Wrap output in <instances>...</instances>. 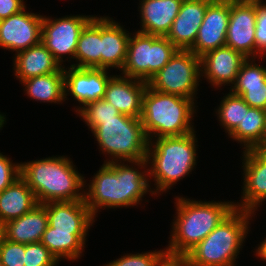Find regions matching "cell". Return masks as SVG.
I'll list each match as a JSON object with an SVG mask.
<instances>
[{"label": "cell", "mask_w": 266, "mask_h": 266, "mask_svg": "<svg viewBox=\"0 0 266 266\" xmlns=\"http://www.w3.org/2000/svg\"><path fill=\"white\" fill-rule=\"evenodd\" d=\"M20 177V163L13 161L0 152V192Z\"/></svg>", "instance_id": "d590c367"}, {"label": "cell", "mask_w": 266, "mask_h": 266, "mask_svg": "<svg viewBox=\"0 0 266 266\" xmlns=\"http://www.w3.org/2000/svg\"><path fill=\"white\" fill-rule=\"evenodd\" d=\"M126 163H104L87 186L85 180L84 201L94 218L101 208L134 207L142 203L148 192L153 196L147 159Z\"/></svg>", "instance_id": "6da1fadb"}, {"label": "cell", "mask_w": 266, "mask_h": 266, "mask_svg": "<svg viewBox=\"0 0 266 266\" xmlns=\"http://www.w3.org/2000/svg\"><path fill=\"white\" fill-rule=\"evenodd\" d=\"M82 117L90 131L97 126L102 120L115 119L120 112L109 102L104 99L91 102L83 106L77 113Z\"/></svg>", "instance_id": "4dcf8cb0"}, {"label": "cell", "mask_w": 266, "mask_h": 266, "mask_svg": "<svg viewBox=\"0 0 266 266\" xmlns=\"http://www.w3.org/2000/svg\"><path fill=\"white\" fill-rule=\"evenodd\" d=\"M40 242L51 252L59 262L62 259L75 261L82 256L85 244L72 233L52 232L48 225Z\"/></svg>", "instance_id": "f1b7e54d"}, {"label": "cell", "mask_w": 266, "mask_h": 266, "mask_svg": "<svg viewBox=\"0 0 266 266\" xmlns=\"http://www.w3.org/2000/svg\"><path fill=\"white\" fill-rule=\"evenodd\" d=\"M58 263L41 242L25 244L24 266H57Z\"/></svg>", "instance_id": "d6a6232c"}, {"label": "cell", "mask_w": 266, "mask_h": 266, "mask_svg": "<svg viewBox=\"0 0 266 266\" xmlns=\"http://www.w3.org/2000/svg\"><path fill=\"white\" fill-rule=\"evenodd\" d=\"M256 59H263L266 56V0H256Z\"/></svg>", "instance_id": "e575fe53"}, {"label": "cell", "mask_w": 266, "mask_h": 266, "mask_svg": "<svg viewBox=\"0 0 266 266\" xmlns=\"http://www.w3.org/2000/svg\"><path fill=\"white\" fill-rule=\"evenodd\" d=\"M20 83L24 85L23 90L31 100L57 104L65 101L64 72L32 77Z\"/></svg>", "instance_id": "83f0119b"}, {"label": "cell", "mask_w": 266, "mask_h": 266, "mask_svg": "<svg viewBox=\"0 0 266 266\" xmlns=\"http://www.w3.org/2000/svg\"><path fill=\"white\" fill-rule=\"evenodd\" d=\"M253 151L266 163V145H257Z\"/></svg>", "instance_id": "ab89813d"}, {"label": "cell", "mask_w": 266, "mask_h": 266, "mask_svg": "<svg viewBox=\"0 0 266 266\" xmlns=\"http://www.w3.org/2000/svg\"><path fill=\"white\" fill-rule=\"evenodd\" d=\"M258 258L260 257L262 261L266 262V237L265 239L257 246L256 250L254 251Z\"/></svg>", "instance_id": "f35d334b"}, {"label": "cell", "mask_w": 266, "mask_h": 266, "mask_svg": "<svg viewBox=\"0 0 266 266\" xmlns=\"http://www.w3.org/2000/svg\"><path fill=\"white\" fill-rule=\"evenodd\" d=\"M25 8L24 0H0V20L17 14Z\"/></svg>", "instance_id": "8d00e7d4"}, {"label": "cell", "mask_w": 266, "mask_h": 266, "mask_svg": "<svg viewBox=\"0 0 266 266\" xmlns=\"http://www.w3.org/2000/svg\"><path fill=\"white\" fill-rule=\"evenodd\" d=\"M176 217L166 252L186 255L199 244L234 209V201H196L182 196L175 198Z\"/></svg>", "instance_id": "3957f363"}, {"label": "cell", "mask_w": 266, "mask_h": 266, "mask_svg": "<svg viewBox=\"0 0 266 266\" xmlns=\"http://www.w3.org/2000/svg\"><path fill=\"white\" fill-rule=\"evenodd\" d=\"M256 61V58H247L229 90L250 107L266 111V67Z\"/></svg>", "instance_id": "ffe728a7"}, {"label": "cell", "mask_w": 266, "mask_h": 266, "mask_svg": "<svg viewBox=\"0 0 266 266\" xmlns=\"http://www.w3.org/2000/svg\"><path fill=\"white\" fill-rule=\"evenodd\" d=\"M3 239H4V226L3 224L0 223V246Z\"/></svg>", "instance_id": "b9f144b4"}, {"label": "cell", "mask_w": 266, "mask_h": 266, "mask_svg": "<svg viewBox=\"0 0 266 266\" xmlns=\"http://www.w3.org/2000/svg\"><path fill=\"white\" fill-rule=\"evenodd\" d=\"M250 211L235 208L185 256L189 266H235L249 232Z\"/></svg>", "instance_id": "8992f818"}, {"label": "cell", "mask_w": 266, "mask_h": 266, "mask_svg": "<svg viewBox=\"0 0 266 266\" xmlns=\"http://www.w3.org/2000/svg\"><path fill=\"white\" fill-rule=\"evenodd\" d=\"M33 191L20 176L0 192V223L17 219L37 205Z\"/></svg>", "instance_id": "d4e9b609"}, {"label": "cell", "mask_w": 266, "mask_h": 266, "mask_svg": "<svg viewBox=\"0 0 266 266\" xmlns=\"http://www.w3.org/2000/svg\"><path fill=\"white\" fill-rule=\"evenodd\" d=\"M259 145H266V127H265V132H264L261 144H259Z\"/></svg>", "instance_id": "7bdbcfd3"}, {"label": "cell", "mask_w": 266, "mask_h": 266, "mask_svg": "<svg viewBox=\"0 0 266 266\" xmlns=\"http://www.w3.org/2000/svg\"><path fill=\"white\" fill-rule=\"evenodd\" d=\"M25 244L3 239L0 246V266H24Z\"/></svg>", "instance_id": "836d02e7"}, {"label": "cell", "mask_w": 266, "mask_h": 266, "mask_svg": "<svg viewBox=\"0 0 266 266\" xmlns=\"http://www.w3.org/2000/svg\"><path fill=\"white\" fill-rule=\"evenodd\" d=\"M230 17V0H212L204 15L193 47L196 56L225 46Z\"/></svg>", "instance_id": "9a60e30c"}, {"label": "cell", "mask_w": 266, "mask_h": 266, "mask_svg": "<svg viewBox=\"0 0 266 266\" xmlns=\"http://www.w3.org/2000/svg\"><path fill=\"white\" fill-rule=\"evenodd\" d=\"M160 137L149 140L147 161L149 179L155 182L153 195L166 193L195 168L197 152L196 134Z\"/></svg>", "instance_id": "277c9868"}, {"label": "cell", "mask_w": 266, "mask_h": 266, "mask_svg": "<svg viewBox=\"0 0 266 266\" xmlns=\"http://www.w3.org/2000/svg\"><path fill=\"white\" fill-rule=\"evenodd\" d=\"M212 0H183L167 38L178 50H190Z\"/></svg>", "instance_id": "ac0fdd59"}, {"label": "cell", "mask_w": 266, "mask_h": 266, "mask_svg": "<svg viewBox=\"0 0 266 266\" xmlns=\"http://www.w3.org/2000/svg\"><path fill=\"white\" fill-rule=\"evenodd\" d=\"M200 59L202 79L204 76L217 89L226 84L233 85L242 64L247 60L242 53L228 46L208 51Z\"/></svg>", "instance_id": "2e32d148"}, {"label": "cell", "mask_w": 266, "mask_h": 266, "mask_svg": "<svg viewBox=\"0 0 266 266\" xmlns=\"http://www.w3.org/2000/svg\"><path fill=\"white\" fill-rule=\"evenodd\" d=\"M148 82L114 75L108 82L103 99L120 113L141 118L143 95Z\"/></svg>", "instance_id": "d6986e66"}, {"label": "cell", "mask_w": 266, "mask_h": 266, "mask_svg": "<svg viewBox=\"0 0 266 266\" xmlns=\"http://www.w3.org/2000/svg\"><path fill=\"white\" fill-rule=\"evenodd\" d=\"M156 266H189V263L184 255H174L166 252L159 259Z\"/></svg>", "instance_id": "74e56055"}, {"label": "cell", "mask_w": 266, "mask_h": 266, "mask_svg": "<svg viewBox=\"0 0 266 266\" xmlns=\"http://www.w3.org/2000/svg\"><path fill=\"white\" fill-rule=\"evenodd\" d=\"M52 232L75 234L85 245L95 218L84 200L44 203Z\"/></svg>", "instance_id": "5bb4252c"}, {"label": "cell", "mask_w": 266, "mask_h": 266, "mask_svg": "<svg viewBox=\"0 0 266 266\" xmlns=\"http://www.w3.org/2000/svg\"><path fill=\"white\" fill-rule=\"evenodd\" d=\"M93 17L77 14L52 19L43 16L41 42L61 66H64L62 64L65 55H69L66 59H74L81 31Z\"/></svg>", "instance_id": "30bf717a"}, {"label": "cell", "mask_w": 266, "mask_h": 266, "mask_svg": "<svg viewBox=\"0 0 266 266\" xmlns=\"http://www.w3.org/2000/svg\"><path fill=\"white\" fill-rule=\"evenodd\" d=\"M5 123H6V115L0 112V130L2 129Z\"/></svg>", "instance_id": "60d3db41"}, {"label": "cell", "mask_w": 266, "mask_h": 266, "mask_svg": "<svg viewBox=\"0 0 266 266\" xmlns=\"http://www.w3.org/2000/svg\"><path fill=\"white\" fill-rule=\"evenodd\" d=\"M91 133L102 153L109 155L104 163L147 159L149 140L141 118L120 113L115 119L102 120Z\"/></svg>", "instance_id": "52a82bcc"}, {"label": "cell", "mask_w": 266, "mask_h": 266, "mask_svg": "<svg viewBox=\"0 0 266 266\" xmlns=\"http://www.w3.org/2000/svg\"><path fill=\"white\" fill-rule=\"evenodd\" d=\"M4 238L21 244L40 242L48 227V215L44 204H37L23 216L4 225Z\"/></svg>", "instance_id": "cb8c5ba5"}, {"label": "cell", "mask_w": 266, "mask_h": 266, "mask_svg": "<svg viewBox=\"0 0 266 266\" xmlns=\"http://www.w3.org/2000/svg\"><path fill=\"white\" fill-rule=\"evenodd\" d=\"M220 125L225 129V133L229 136L240 123L244 117V100L231 92L223 96L219 106L215 109Z\"/></svg>", "instance_id": "f546056e"}, {"label": "cell", "mask_w": 266, "mask_h": 266, "mask_svg": "<svg viewBox=\"0 0 266 266\" xmlns=\"http://www.w3.org/2000/svg\"><path fill=\"white\" fill-rule=\"evenodd\" d=\"M166 253V249H160L142 253H127L120 258L103 266H156L159 259Z\"/></svg>", "instance_id": "1f68e13d"}, {"label": "cell", "mask_w": 266, "mask_h": 266, "mask_svg": "<svg viewBox=\"0 0 266 266\" xmlns=\"http://www.w3.org/2000/svg\"><path fill=\"white\" fill-rule=\"evenodd\" d=\"M75 166L67 156H49L20 162V176L39 204L84 200L85 177Z\"/></svg>", "instance_id": "7a4b0ae2"}, {"label": "cell", "mask_w": 266, "mask_h": 266, "mask_svg": "<svg viewBox=\"0 0 266 266\" xmlns=\"http://www.w3.org/2000/svg\"><path fill=\"white\" fill-rule=\"evenodd\" d=\"M256 0H230L226 43L246 58H256Z\"/></svg>", "instance_id": "8fae6325"}, {"label": "cell", "mask_w": 266, "mask_h": 266, "mask_svg": "<svg viewBox=\"0 0 266 266\" xmlns=\"http://www.w3.org/2000/svg\"><path fill=\"white\" fill-rule=\"evenodd\" d=\"M99 17L95 15L81 31L74 57L76 64L70 66L101 69V16Z\"/></svg>", "instance_id": "484cf974"}, {"label": "cell", "mask_w": 266, "mask_h": 266, "mask_svg": "<svg viewBox=\"0 0 266 266\" xmlns=\"http://www.w3.org/2000/svg\"><path fill=\"white\" fill-rule=\"evenodd\" d=\"M109 16H101V69L117 68L120 72L127 57L131 33Z\"/></svg>", "instance_id": "44dd1931"}, {"label": "cell", "mask_w": 266, "mask_h": 266, "mask_svg": "<svg viewBox=\"0 0 266 266\" xmlns=\"http://www.w3.org/2000/svg\"><path fill=\"white\" fill-rule=\"evenodd\" d=\"M195 103L193 99L161 93L147 86L143 95L141 122L148 140L194 132L192 120L197 111Z\"/></svg>", "instance_id": "5b68a950"}, {"label": "cell", "mask_w": 266, "mask_h": 266, "mask_svg": "<svg viewBox=\"0 0 266 266\" xmlns=\"http://www.w3.org/2000/svg\"><path fill=\"white\" fill-rule=\"evenodd\" d=\"M201 78V59L190 50H178L148 81V86L165 94H176L196 102Z\"/></svg>", "instance_id": "9c48e42d"}, {"label": "cell", "mask_w": 266, "mask_h": 266, "mask_svg": "<svg viewBox=\"0 0 266 266\" xmlns=\"http://www.w3.org/2000/svg\"><path fill=\"white\" fill-rule=\"evenodd\" d=\"M138 6L140 11V28L138 32L167 36L174 19L177 17L183 0H141Z\"/></svg>", "instance_id": "7402d4cb"}, {"label": "cell", "mask_w": 266, "mask_h": 266, "mask_svg": "<svg viewBox=\"0 0 266 266\" xmlns=\"http://www.w3.org/2000/svg\"><path fill=\"white\" fill-rule=\"evenodd\" d=\"M266 127V111L250 107L244 101V117L242 123L229 135L237 141L243 151L253 150L261 144ZM244 145V146H243Z\"/></svg>", "instance_id": "4316f807"}, {"label": "cell", "mask_w": 266, "mask_h": 266, "mask_svg": "<svg viewBox=\"0 0 266 266\" xmlns=\"http://www.w3.org/2000/svg\"><path fill=\"white\" fill-rule=\"evenodd\" d=\"M63 71L65 99L70 94L76 102H79L80 106L74 108L76 113L86 104L103 99L107 84L114 76L108 74V70L100 68L70 66L67 70L63 66Z\"/></svg>", "instance_id": "7c38bea8"}, {"label": "cell", "mask_w": 266, "mask_h": 266, "mask_svg": "<svg viewBox=\"0 0 266 266\" xmlns=\"http://www.w3.org/2000/svg\"><path fill=\"white\" fill-rule=\"evenodd\" d=\"M43 15L27 12L26 8L0 20V47L20 52L41 42Z\"/></svg>", "instance_id": "4fadbf2b"}, {"label": "cell", "mask_w": 266, "mask_h": 266, "mask_svg": "<svg viewBox=\"0 0 266 266\" xmlns=\"http://www.w3.org/2000/svg\"><path fill=\"white\" fill-rule=\"evenodd\" d=\"M132 35V36H131ZM122 76L148 82L175 55L178 49L166 36L131 33Z\"/></svg>", "instance_id": "ba28073f"}, {"label": "cell", "mask_w": 266, "mask_h": 266, "mask_svg": "<svg viewBox=\"0 0 266 266\" xmlns=\"http://www.w3.org/2000/svg\"><path fill=\"white\" fill-rule=\"evenodd\" d=\"M13 66L14 76L20 82L32 77L64 72L63 66L59 64L42 42L17 52L14 55Z\"/></svg>", "instance_id": "603a6c76"}, {"label": "cell", "mask_w": 266, "mask_h": 266, "mask_svg": "<svg viewBox=\"0 0 266 266\" xmlns=\"http://www.w3.org/2000/svg\"><path fill=\"white\" fill-rule=\"evenodd\" d=\"M243 187L235 208L255 213L266 200V163L253 151H243Z\"/></svg>", "instance_id": "e0dca14e"}]
</instances>
